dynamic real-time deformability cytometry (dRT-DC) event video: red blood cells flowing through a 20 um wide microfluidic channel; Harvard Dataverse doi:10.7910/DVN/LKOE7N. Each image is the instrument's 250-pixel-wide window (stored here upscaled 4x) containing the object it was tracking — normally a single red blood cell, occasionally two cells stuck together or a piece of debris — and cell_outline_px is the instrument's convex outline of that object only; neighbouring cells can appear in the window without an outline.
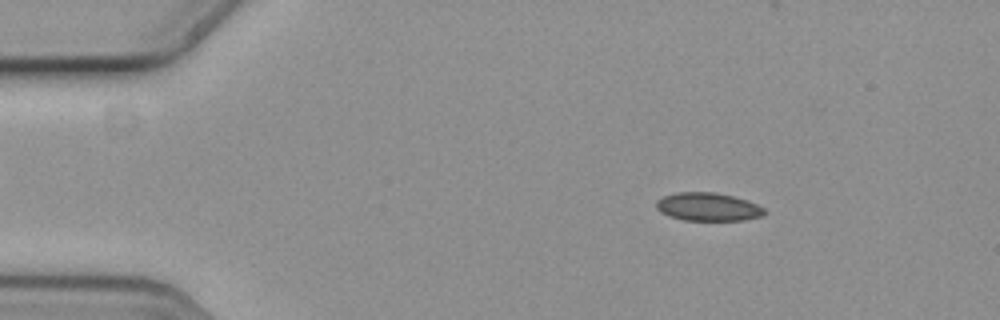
{"species": "common noctule bat (a hibernating species)", "species_latin": "Nyctalus noctula", "temperature_condition": "cold", "stored_images_in_passage": 58, "camera_frame_rate_fps": 3000, "um_per_image_px": 0.085, "animal": {"sex": "female", "body_mass_g": 19.3, "forearm_length_mm": 54.1}, "frame": {"image": 1, "passage_image": 9, "time_ms": 2.667, "image_size_px": [1000, 320], "cell_outline_px": [[768, 212], [764, 216], [744, 220], [684, 220], [668, 216], [660, 212], [656, 208], [656, 200], [664, 196], [676, 192], [716, 192], [748, 200], [764, 208]], "centroid_in_image_um": [60.19, 17.58], "position_along_channel_um": 24.8, "area_um2": 17.98}}
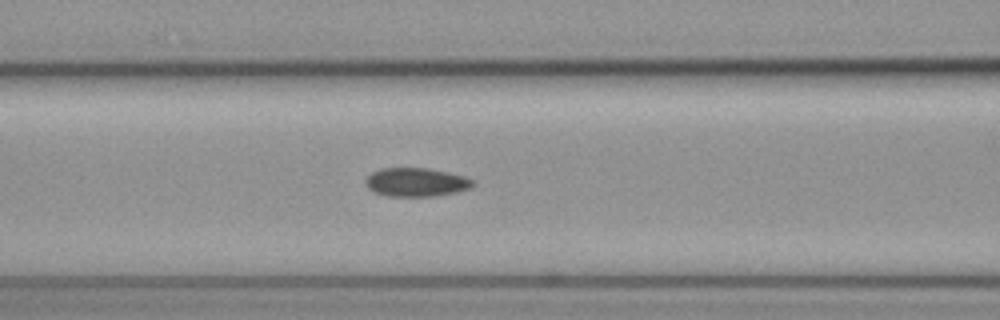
{"frame": {"image": 2, "passage_image": 24, "time_ms": 7.667, "image_size_px": [1000, 320], "cell_outline_px": [[476, 184], [468, 188], [456, 192], [432, 196], [388, 196], [376, 192], [368, 188], [364, 180], [372, 172], [380, 168], [428, 168], [448, 172], [464, 176], [472, 180]], "centroid_in_image_um": [35.36, 15.48], "position_along_channel_um": 131.2, "area_um2": 17.8}}
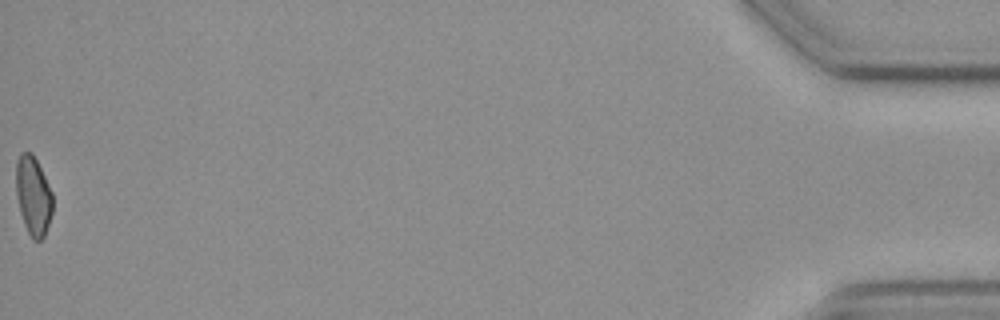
{"frame": {"image": 3, "passage_image": 58, "time_ms": 19.0, "image_size_px": [1000, 320], "cell_outline_px": [[52, 212], [44, 236], [40, 240], [32, 240], [24, 224], [20, 212], [16, 196], [16, 160], [20, 152], [32, 152], [52, 192]], "centroid_in_image_um": [2.8, 16.63], "position_along_channel_um": 432.4, "area_um2": 16.76}, "authors_computed_cell_mechanics": {"area_um2": 17.8313, "velocity_mm_per_s": 3.6112, "shape_relaxation_time_tau1_ms": null, "shape_relaxation_time_tau2_ms": 6.1004, "deformation_change_tau1": null, "deformation_change_tau2": 0.0974}}